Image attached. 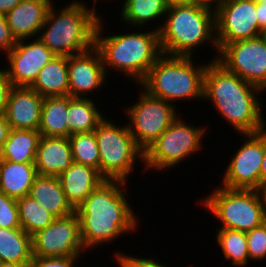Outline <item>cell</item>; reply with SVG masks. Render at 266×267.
I'll use <instances>...</instances> for the list:
<instances>
[{
    "label": "cell",
    "mask_w": 266,
    "mask_h": 267,
    "mask_svg": "<svg viewBox=\"0 0 266 267\" xmlns=\"http://www.w3.org/2000/svg\"><path fill=\"white\" fill-rule=\"evenodd\" d=\"M126 185L127 182L121 180H105L75 209L87 252L119 240L123 234L138 231L139 217L124 193Z\"/></svg>",
    "instance_id": "1"
},
{
    "label": "cell",
    "mask_w": 266,
    "mask_h": 267,
    "mask_svg": "<svg viewBox=\"0 0 266 267\" xmlns=\"http://www.w3.org/2000/svg\"><path fill=\"white\" fill-rule=\"evenodd\" d=\"M209 61L204 74L203 100H209L237 134L266 129V118L262 114L264 103L260 96L264 92L228 71L217 60Z\"/></svg>",
    "instance_id": "2"
},
{
    "label": "cell",
    "mask_w": 266,
    "mask_h": 267,
    "mask_svg": "<svg viewBox=\"0 0 266 267\" xmlns=\"http://www.w3.org/2000/svg\"><path fill=\"white\" fill-rule=\"evenodd\" d=\"M101 17L95 30L94 47L100 52L107 75L111 71H118L121 76L125 75L129 80L132 79L129 82L133 81V84L139 85L162 54L158 31L155 29L147 31L146 29L150 27H146L143 32L140 28L136 32L131 29L128 33L112 35L109 32L108 36H105L103 35L105 21Z\"/></svg>",
    "instance_id": "3"
},
{
    "label": "cell",
    "mask_w": 266,
    "mask_h": 267,
    "mask_svg": "<svg viewBox=\"0 0 266 267\" xmlns=\"http://www.w3.org/2000/svg\"><path fill=\"white\" fill-rule=\"evenodd\" d=\"M165 16L164 22L154 27L162 54L194 57L197 49L210 44L217 53L211 59L217 60L215 9L200 4L174 6L168 7Z\"/></svg>",
    "instance_id": "4"
},
{
    "label": "cell",
    "mask_w": 266,
    "mask_h": 267,
    "mask_svg": "<svg viewBox=\"0 0 266 267\" xmlns=\"http://www.w3.org/2000/svg\"><path fill=\"white\" fill-rule=\"evenodd\" d=\"M55 3L47 12L38 38L57 56L77 55L92 49L100 18L96 7L72 0L57 10Z\"/></svg>",
    "instance_id": "5"
},
{
    "label": "cell",
    "mask_w": 266,
    "mask_h": 267,
    "mask_svg": "<svg viewBox=\"0 0 266 267\" xmlns=\"http://www.w3.org/2000/svg\"><path fill=\"white\" fill-rule=\"evenodd\" d=\"M193 61L195 58L189 56L161 54L139 86L151 96L174 105L178 100L202 101L207 63Z\"/></svg>",
    "instance_id": "6"
},
{
    "label": "cell",
    "mask_w": 266,
    "mask_h": 267,
    "mask_svg": "<svg viewBox=\"0 0 266 267\" xmlns=\"http://www.w3.org/2000/svg\"><path fill=\"white\" fill-rule=\"evenodd\" d=\"M198 202L219 220L220 228L247 232L266 221V204L258 190L220 185Z\"/></svg>",
    "instance_id": "7"
},
{
    "label": "cell",
    "mask_w": 266,
    "mask_h": 267,
    "mask_svg": "<svg viewBox=\"0 0 266 267\" xmlns=\"http://www.w3.org/2000/svg\"><path fill=\"white\" fill-rule=\"evenodd\" d=\"M178 117L169 127L144 151L143 164L147 171L163 172L187 161V158L200 152L204 144L207 126H194ZM204 137V138H203ZM203 145V146H202ZM202 147V148H201ZM186 159V160H185ZM157 170V171H156Z\"/></svg>",
    "instance_id": "8"
},
{
    "label": "cell",
    "mask_w": 266,
    "mask_h": 267,
    "mask_svg": "<svg viewBox=\"0 0 266 267\" xmlns=\"http://www.w3.org/2000/svg\"><path fill=\"white\" fill-rule=\"evenodd\" d=\"M94 131L100 155V174L105 180L128 182L136 162H143L144 152L134 141L127 123L117 125V121L114 123L105 117Z\"/></svg>",
    "instance_id": "9"
},
{
    "label": "cell",
    "mask_w": 266,
    "mask_h": 267,
    "mask_svg": "<svg viewBox=\"0 0 266 267\" xmlns=\"http://www.w3.org/2000/svg\"><path fill=\"white\" fill-rule=\"evenodd\" d=\"M131 106H125L127 126L137 146L144 152L178 117L170 102L148 94L144 89ZM127 107V108H126Z\"/></svg>",
    "instance_id": "10"
},
{
    "label": "cell",
    "mask_w": 266,
    "mask_h": 267,
    "mask_svg": "<svg viewBox=\"0 0 266 267\" xmlns=\"http://www.w3.org/2000/svg\"><path fill=\"white\" fill-rule=\"evenodd\" d=\"M217 61L228 71L266 92V39H252L225 44Z\"/></svg>",
    "instance_id": "11"
},
{
    "label": "cell",
    "mask_w": 266,
    "mask_h": 267,
    "mask_svg": "<svg viewBox=\"0 0 266 267\" xmlns=\"http://www.w3.org/2000/svg\"><path fill=\"white\" fill-rule=\"evenodd\" d=\"M256 0H223L215 8V37L218 50L225 44L261 36Z\"/></svg>",
    "instance_id": "12"
},
{
    "label": "cell",
    "mask_w": 266,
    "mask_h": 267,
    "mask_svg": "<svg viewBox=\"0 0 266 267\" xmlns=\"http://www.w3.org/2000/svg\"><path fill=\"white\" fill-rule=\"evenodd\" d=\"M244 139L225 168L221 186L229 189L259 190L264 155V130L240 134ZM245 142V143H244Z\"/></svg>",
    "instance_id": "13"
},
{
    "label": "cell",
    "mask_w": 266,
    "mask_h": 267,
    "mask_svg": "<svg viewBox=\"0 0 266 267\" xmlns=\"http://www.w3.org/2000/svg\"><path fill=\"white\" fill-rule=\"evenodd\" d=\"M86 255L80 236V220L76 212L56 218L50 225L32 235V254L38 257Z\"/></svg>",
    "instance_id": "14"
},
{
    "label": "cell",
    "mask_w": 266,
    "mask_h": 267,
    "mask_svg": "<svg viewBox=\"0 0 266 267\" xmlns=\"http://www.w3.org/2000/svg\"><path fill=\"white\" fill-rule=\"evenodd\" d=\"M17 40L16 45L7 52L4 69L13 86L30 87L40 70L56 55L37 37Z\"/></svg>",
    "instance_id": "15"
},
{
    "label": "cell",
    "mask_w": 266,
    "mask_h": 267,
    "mask_svg": "<svg viewBox=\"0 0 266 267\" xmlns=\"http://www.w3.org/2000/svg\"><path fill=\"white\" fill-rule=\"evenodd\" d=\"M100 52L93 47L81 54L68 56L69 95L71 97L92 98V93L100 91L108 82ZM106 82V83H105ZM87 95V96H86Z\"/></svg>",
    "instance_id": "16"
},
{
    "label": "cell",
    "mask_w": 266,
    "mask_h": 267,
    "mask_svg": "<svg viewBox=\"0 0 266 267\" xmlns=\"http://www.w3.org/2000/svg\"><path fill=\"white\" fill-rule=\"evenodd\" d=\"M43 100L31 87L14 86L4 112L10 129L38 130Z\"/></svg>",
    "instance_id": "17"
},
{
    "label": "cell",
    "mask_w": 266,
    "mask_h": 267,
    "mask_svg": "<svg viewBox=\"0 0 266 267\" xmlns=\"http://www.w3.org/2000/svg\"><path fill=\"white\" fill-rule=\"evenodd\" d=\"M53 2V0H21L5 14L15 39H31L35 36L37 38Z\"/></svg>",
    "instance_id": "18"
},
{
    "label": "cell",
    "mask_w": 266,
    "mask_h": 267,
    "mask_svg": "<svg viewBox=\"0 0 266 267\" xmlns=\"http://www.w3.org/2000/svg\"><path fill=\"white\" fill-rule=\"evenodd\" d=\"M72 163L71 143L68 137H40L35 159L38 175L58 177Z\"/></svg>",
    "instance_id": "19"
},
{
    "label": "cell",
    "mask_w": 266,
    "mask_h": 267,
    "mask_svg": "<svg viewBox=\"0 0 266 267\" xmlns=\"http://www.w3.org/2000/svg\"><path fill=\"white\" fill-rule=\"evenodd\" d=\"M67 201L76 209L105 179L93 167L73 162L58 176Z\"/></svg>",
    "instance_id": "20"
},
{
    "label": "cell",
    "mask_w": 266,
    "mask_h": 267,
    "mask_svg": "<svg viewBox=\"0 0 266 267\" xmlns=\"http://www.w3.org/2000/svg\"><path fill=\"white\" fill-rule=\"evenodd\" d=\"M28 195L56 218L66 217L75 212L67 201L58 177L37 175Z\"/></svg>",
    "instance_id": "21"
},
{
    "label": "cell",
    "mask_w": 266,
    "mask_h": 267,
    "mask_svg": "<svg viewBox=\"0 0 266 267\" xmlns=\"http://www.w3.org/2000/svg\"><path fill=\"white\" fill-rule=\"evenodd\" d=\"M30 87L44 98L68 96V56L56 55L40 70Z\"/></svg>",
    "instance_id": "22"
},
{
    "label": "cell",
    "mask_w": 266,
    "mask_h": 267,
    "mask_svg": "<svg viewBox=\"0 0 266 267\" xmlns=\"http://www.w3.org/2000/svg\"><path fill=\"white\" fill-rule=\"evenodd\" d=\"M35 163H15L0 159V191L19 199L27 196L37 176Z\"/></svg>",
    "instance_id": "23"
},
{
    "label": "cell",
    "mask_w": 266,
    "mask_h": 267,
    "mask_svg": "<svg viewBox=\"0 0 266 267\" xmlns=\"http://www.w3.org/2000/svg\"><path fill=\"white\" fill-rule=\"evenodd\" d=\"M92 98L71 97L68 95L67 127L68 137L72 134L94 131L106 117L101 106H96Z\"/></svg>",
    "instance_id": "24"
},
{
    "label": "cell",
    "mask_w": 266,
    "mask_h": 267,
    "mask_svg": "<svg viewBox=\"0 0 266 267\" xmlns=\"http://www.w3.org/2000/svg\"><path fill=\"white\" fill-rule=\"evenodd\" d=\"M123 1V2H122ZM121 1V10H120V21L126 23V25L131 29L134 28V31L140 29L147 24L152 22H159L162 18L164 19L167 12L168 6L166 0H122ZM158 19V20H157ZM136 28V29H135Z\"/></svg>",
    "instance_id": "25"
},
{
    "label": "cell",
    "mask_w": 266,
    "mask_h": 267,
    "mask_svg": "<svg viewBox=\"0 0 266 267\" xmlns=\"http://www.w3.org/2000/svg\"><path fill=\"white\" fill-rule=\"evenodd\" d=\"M40 137L38 130L10 129L0 151V159L15 163H35Z\"/></svg>",
    "instance_id": "26"
},
{
    "label": "cell",
    "mask_w": 266,
    "mask_h": 267,
    "mask_svg": "<svg viewBox=\"0 0 266 267\" xmlns=\"http://www.w3.org/2000/svg\"><path fill=\"white\" fill-rule=\"evenodd\" d=\"M68 96L45 97L38 131L41 136L68 137Z\"/></svg>",
    "instance_id": "27"
},
{
    "label": "cell",
    "mask_w": 266,
    "mask_h": 267,
    "mask_svg": "<svg viewBox=\"0 0 266 267\" xmlns=\"http://www.w3.org/2000/svg\"><path fill=\"white\" fill-rule=\"evenodd\" d=\"M32 257V236L22 228L0 227V261L20 263Z\"/></svg>",
    "instance_id": "28"
},
{
    "label": "cell",
    "mask_w": 266,
    "mask_h": 267,
    "mask_svg": "<svg viewBox=\"0 0 266 267\" xmlns=\"http://www.w3.org/2000/svg\"><path fill=\"white\" fill-rule=\"evenodd\" d=\"M216 233V242L226 261L230 260L231 266L247 267L250 260L246 232L219 228Z\"/></svg>",
    "instance_id": "29"
},
{
    "label": "cell",
    "mask_w": 266,
    "mask_h": 267,
    "mask_svg": "<svg viewBox=\"0 0 266 267\" xmlns=\"http://www.w3.org/2000/svg\"><path fill=\"white\" fill-rule=\"evenodd\" d=\"M21 228L30 236L50 225L56 217L29 195L17 199Z\"/></svg>",
    "instance_id": "30"
},
{
    "label": "cell",
    "mask_w": 266,
    "mask_h": 267,
    "mask_svg": "<svg viewBox=\"0 0 266 267\" xmlns=\"http://www.w3.org/2000/svg\"><path fill=\"white\" fill-rule=\"evenodd\" d=\"M68 138L73 162L93 167L100 173V155L95 131L72 134Z\"/></svg>",
    "instance_id": "31"
},
{
    "label": "cell",
    "mask_w": 266,
    "mask_h": 267,
    "mask_svg": "<svg viewBox=\"0 0 266 267\" xmlns=\"http://www.w3.org/2000/svg\"><path fill=\"white\" fill-rule=\"evenodd\" d=\"M249 260L262 261L266 259V221L246 232Z\"/></svg>",
    "instance_id": "32"
},
{
    "label": "cell",
    "mask_w": 266,
    "mask_h": 267,
    "mask_svg": "<svg viewBox=\"0 0 266 267\" xmlns=\"http://www.w3.org/2000/svg\"><path fill=\"white\" fill-rule=\"evenodd\" d=\"M0 227L21 228L17 199L0 191Z\"/></svg>",
    "instance_id": "33"
},
{
    "label": "cell",
    "mask_w": 266,
    "mask_h": 267,
    "mask_svg": "<svg viewBox=\"0 0 266 267\" xmlns=\"http://www.w3.org/2000/svg\"><path fill=\"white\" fill-rule=\"evenodd\" d=\"M122 251H118L117 253L114 251V258L116 259L115 263L118 264V266L120 267H168L166 264L164 265L162 262H158V260L156 261L151 259L152 257H141L139 256H133V254H127Z\"/></svg>",
    "instance_id": "34"
},
{
    "label": "cell",
    "mask_w": 266,
    "mask_h": 267,
    "mask_svg": "<svg viewBox=\"0 0 266 267\" xmlns=\"http://www.w3.org/2000/svg\"><path fill=\"white\" fill-rule=\"evenodd\" d=\"M83 256L68 257H38L33 256L31 267H78L75 265L80 262ZM82 267V266H81Z\"/></svg>",
    "instance_id": "35"
},
{
    "label": "cell",
    "mask_w": 266,
    "mask_h": 267,
    "mask_svg": "<svg viewBox=\"0 0 266 267\" xmlns=\"http://www.w3.org/2000/svg\"><path fill=\"white\" fill-rule=\"evenodd\" d=\"M17 43V40L12 35L10 27L8 26L6 15L0 13V52L5 55Z\"/></svg>",
    "instance_id": "36"
},
{
    "label": "cell",
    "mask_w": 266,
    "mask_h": 267,
    "mask_svg": "<svg viewBox=\"0 0 266 267\" xmlns=\"http://www.w3.org/2000/svg\"><path fill=\"white\" fill-rule=\"evenodd\" d=\"M4 67L0 69V114H4L10 92L14 87L8 79Z\"/></svg>",
    "instance_id": "37"
},
{
    "label": "cell",
    "mask_w": 266,
    "mask_h": 267,
    "mask_svg": "<svg viewBox=\"0 0 266 267\" xmlns=\"http://www.w3.org/2000/svg\"><path fill=\"white\" fill-rule=\"evenodd\" d=\"M256 14L259 28L266 29V0H256Z\"/></svg>",
    "instance_id": "38"
},
{
    "label": "cell",
    "mask_w": 266,
    "mask_h": 267,
    "mask_svg": "<svg viewBox=\"0 0 266 267\" xmlns=\"http://www.w3.org/2000/svg\"><path fill=\"white\" fill-rule=\"evenodd\" d=\"M9 131L10 127L4 114H0V151L3 148L4 142L7 140Z\"/></svg>",
    "instance_id": "39"
},
{
    "label": "cell",
    "mask_w": 266,
    "mask_h": 267,
    "mask_svg": "<svg viewBox=\"0 0 266 267\" xmlns=\"http://www.w3.org/2000/svg\"><path fill=\"white\" fill-rule=\"evenodd\" d=\"M21 0H0V13L7 14L15 6L20 3Z\"/></svg>",
    "instance_id": "40"
},
{
    "label": "cell",
    "mask_w": 266,
    "mask_h": 267,
    "mask_svg": "<svg viewBox=\"0 0 266 267\" xmlns=\"http://www.w3.org/2000/svg\"><path fill=\"white\" fill-rule=\"evenodd\" d=\"M266 181V129H264V155L260 169V186Z\"/></svg>",
    "instance_id": "41"
},
{
    "label": "cell",
    "mask_w": 266,
    "mask_h": 267,
    "mask_svg": "<svg viewBox=\"0 0 266 267\" xmlns=\"http://www.w3.org/2000/svg\"><path fill=\"white\" fill-rule=\"evenodd\" d=\"M168 7L196 4V0H166Z\"/></svg>",
    "instance_id": "42"
},
{
    "label": "cell",
    "mask_w": 266,
    "mask_h": 267,
    "mask_svg": "<svg viewBox=\"0 0 266 267\" xmlns=\"http://www.w3.org/2000/svg\"><path fill=\"white\" fill-rule=\"evenodd\" d=\"M0 267H31V261L26 262H6V261H0Z\"/></svg>",
    "instance_id": "43"
},
{
    "label": "cell",
    "mask_w": 266,
    "mask_h": 267,
    "mask_svg": "<svg viewBox=\"0 0 266 267\" xmlns=\"http://www.w3.org/2000/svg\"><path fill=\"white\" fill-rule=\"evenodd\" d=\"M223 0H196V4L215 9Z\"/></svg>",
    "instance_id": "44"
},
{
    "label": "cell",
    "mask_w": 266,
    "mask_h": 267,
    "mask_svg": "<svg viewBox=\"0 0 266 267\" xmlns=\"http://www.w3.org/2000/svg\"><path fill=\"white\" fill-rule=\"evenodd\" d=\"M258 191H259V193L261 195V198L263 199V201L266 204V181L261 184V186H260Z\"/></svg>",
    "instance_id": "45"
},
{
    "label": "cell",
    "mask_w": 266,
    "mask_h": 267,
    "mask_svg": "<svg viewBox=\"0 0 266 267\" xmlns=\"http://www.w3.org/2000/svg\"><path fill=\"white\" fill-rule=\"evenodd\" d=\"M92 1H94V2H93V6L96 7V4H98V3H97L98 1H97V0H92ZM104 1L107 2V1H109V0H107V1L104 0Z\"/></svg>",
    "instance_id": "46"
},
{
    "label": "cell",
    "mask_w": 266,
    "mask_h": 267,
    "mask_svg": "<svg viewBox=\"0 0 266 267\" xmlns=\"http://www.w3.org/2000/svg\"><path fill=\"white\" fill-rule=\"evenodd\" d=\"M262 36L266 39V29L263 30Z\"/></svg>",
    "instance_id": "47"
}]
</instances>
